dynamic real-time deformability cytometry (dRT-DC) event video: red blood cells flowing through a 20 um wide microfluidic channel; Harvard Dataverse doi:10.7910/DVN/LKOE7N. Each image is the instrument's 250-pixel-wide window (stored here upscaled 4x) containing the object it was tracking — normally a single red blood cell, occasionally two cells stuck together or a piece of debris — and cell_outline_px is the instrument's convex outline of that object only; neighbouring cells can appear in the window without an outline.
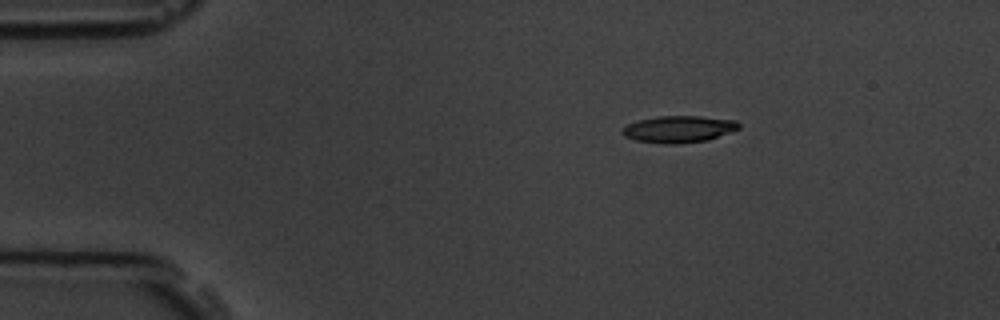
{"species": "common noctule bat (a hibernating species)", "species_latin": "Nyctalus noctula", "temperature_condition": "room temperature", "stored_images_in_passage": 3, "camera_frame_rate_fps": 3000, "um_per_image_px": 0.085, "animal": {"sex": "male", "body_mass_g": 19.5, "forearm_length_mm": 54.6}, "frame": {"image": 1, "passage_image": 1, "time_ms": 0.0, "image_size_px": [1000, 320], "cell_outline_px": [[740, 128], [708, 140], [672, 144], [664, 144], [636, 140], [624, 136], [620, 132], [628, 124], [640, 120], [656, 116], [700, 116], [736, 120], [740, 124]], "centroid_in_image_um": [57.7, 10.97], "position_along_channel_um": 27.3, "area_um2": 18.09}}
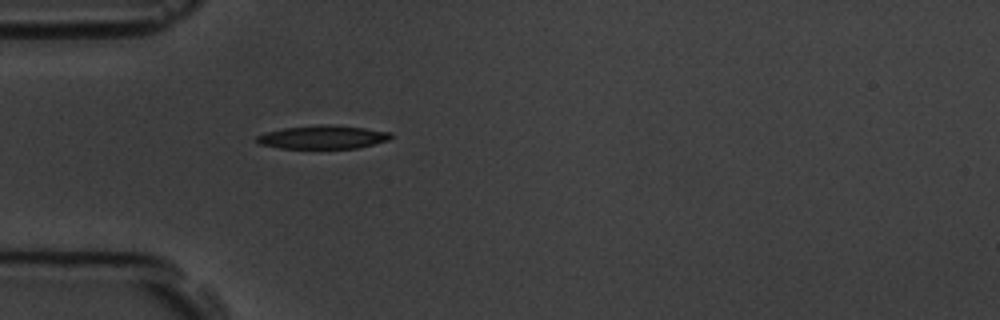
{"frame": {"image": 2, "passage_image": 3, "time_ms": 2.333, "image_size_px": [1000, 320], "cell_outline_px": [[392, 136], [388, 140], [360, 148], [280, 148], [260, 144], [256, 140], [256, 136], [268, 132], [284, 128], [324, 124], [364, 128], [392, 132]], "centroid_in_image_um": [27.47, 11.66], "position_along_channel_um": 57.5, "area_um2": 18.09}}